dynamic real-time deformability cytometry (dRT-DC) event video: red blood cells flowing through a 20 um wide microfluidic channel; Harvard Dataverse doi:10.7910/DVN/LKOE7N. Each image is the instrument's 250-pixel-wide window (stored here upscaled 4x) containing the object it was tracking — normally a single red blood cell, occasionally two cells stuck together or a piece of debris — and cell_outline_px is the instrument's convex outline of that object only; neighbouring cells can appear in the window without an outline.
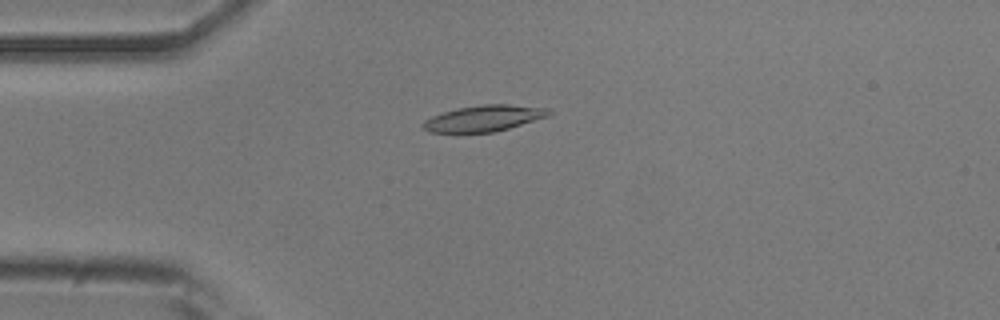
{"species": "common noctule bat (a hibernating species)", "species_latin": "Nyctalus noctula", "temperature_condition": "room temperature", "stored_images_in_passage": 53, "camera_frame_rate_fps": 3000, "um_per_image_px": 0.085, "animal": {"sex": "male", "body_mass_g": 20.5, "forearm_length_mm": 52.5}, "frame": {"image": 1, "passage_image": 13, "time_ms": 4.0, "image_size_px": [1000, 320], "cell_outline_px": [[552, 112], [548, 116], [496, 132], [428, 132], [420, 124], [424, 120], [432, 116], [456, 108], [484, 104], [508, 104], [548, 108]], "centroid_in_image_um": [41.12, 10.05], "position_along_channel_um": 43.9, "area_um2": 19.07}}
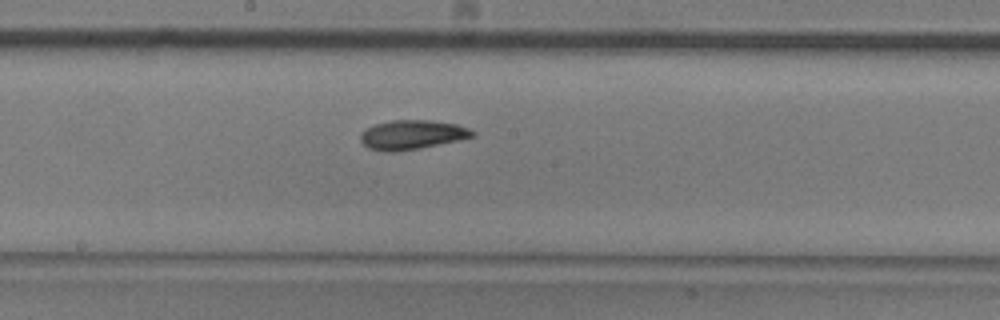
{"frame": {"image": 2, "passage_image": 28, "time_ms": 9.0, "image_size_px": [1000, 320], "cell_outline_px": [[476, 136], [460, 140], [420, 148], [396, 152], [388, 152], [368, 148], [360, 140], [360, 136], [368, 128], [376, 124], [392, 120], [428, 120], [456, 124], [468, 128], [476, 132]], "centroid_in_image_um": [35.06, 11.46], "position_along_channel_um": 213.1, "area_um2": 19.02}}
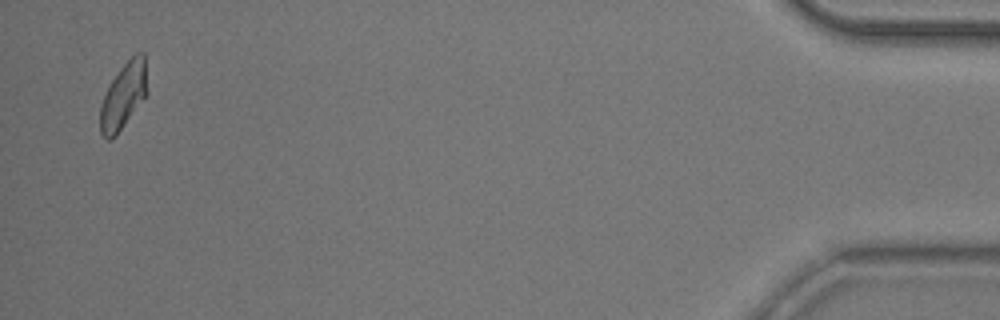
{"frame": {"image": 3, "passage_image": 52, "time_ms": 17.0, "image_size_px": [1000, 320], "cell_outline_px": [[148, 92], [116, 136], [108, 140], [100, 132], [100, 108], [104, 96], [112, 80], [120, 68], [136, 52], [144, 52]], "centroid_in_image_um": [10.51, 8.13], "position_along_channel_um": 424.7, "area_um2": 17.86}, "authors_computed_cell_mechanics": {"area_um2": 18.8428, "velocity_mm_per_s": 3.7309, "shape_relaxation_time_tau1_ms": 5.2978, "shape_relaxation_time_tau2_ms": 3.4729, "deformation_change_tau1": 0.1279, "deformation_change_tau2": 0.0877}}